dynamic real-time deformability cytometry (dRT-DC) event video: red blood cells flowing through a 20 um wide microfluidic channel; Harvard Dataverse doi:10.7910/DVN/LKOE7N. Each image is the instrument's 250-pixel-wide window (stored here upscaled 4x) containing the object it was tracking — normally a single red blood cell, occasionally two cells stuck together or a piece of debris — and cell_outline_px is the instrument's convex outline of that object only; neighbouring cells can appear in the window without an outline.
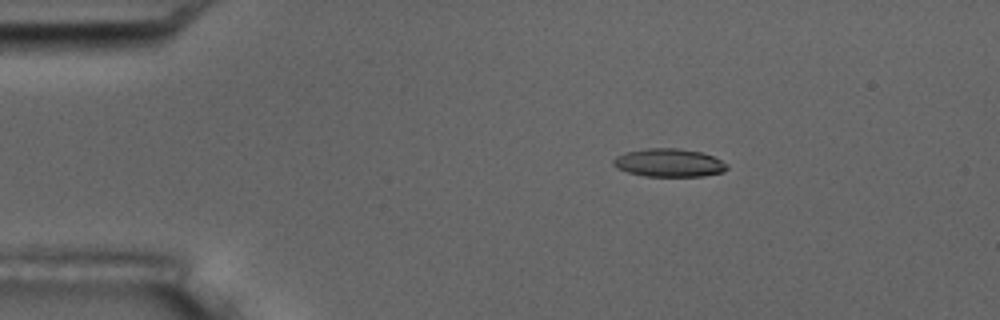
{"species": "common noctule bat (a hibernating species)", "species_latin": "Nyctalus noctula", "temperature_condition": "room temperature", "stored_images_in_passage": 4, "camera_frame_rate_fps": 3000, "um_per_image_px": 0.085, "animal": {"sex": "male", "body_mass_g": 17.5, "forearm_length_mm": 52.3}, "frame": {"image": 1, "passage_image": 3, "time_ms": 2.333, "image_size_px": [1000, 320], "cell_outline_px": [[728, 168], [724, 172], [704, 176], [644, 176], [628, 172], [616, 168], [612, 164], [612, 160], [616, 156], [624, 152], [648, 148], [676, 148], [700, 152], [712, 156], [728, 164]], "centroid_in_image_um": [56.84, 13.84], "position_along_channel_um": 28.2, "area_um2": 18.73}}